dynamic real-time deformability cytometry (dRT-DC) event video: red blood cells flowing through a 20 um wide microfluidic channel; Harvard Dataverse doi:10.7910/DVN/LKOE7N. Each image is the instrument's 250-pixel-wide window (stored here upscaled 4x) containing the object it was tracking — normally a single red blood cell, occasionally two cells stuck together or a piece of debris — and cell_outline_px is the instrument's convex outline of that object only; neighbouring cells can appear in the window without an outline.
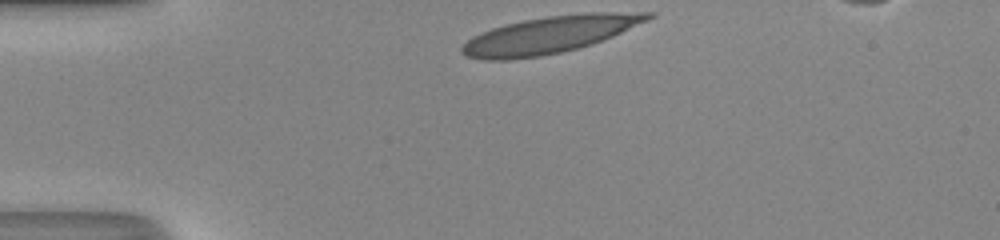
{"species": "human", "species_latin": "Homo sapiens", "temperature_condition": "room temperature", "stored_images_in_passage": 28, "camera_frame_rate_fps": 3000, "um_per_image_px": 0.085, "donor": {"sex": "male"}, "frame": {"image": 1, "passage_image": 1, "time_ms": 0.0, "image_size_px": [1000, 240], "cell_outline_px": [[656, 16], [648, 20], [612, 36], [592, 44], [560, 52], [540, 56], [508, 60], [484, 60], [464, 56], [460, 52], [460, 48], [472, 36], [492, 28], [524, 20], [548, 16], [588, 12], [656, 12]], "centroid_in_image_um": [46.72, 2.95], "position_along_channel_um": 38.3, "area_um2": 39.88}}
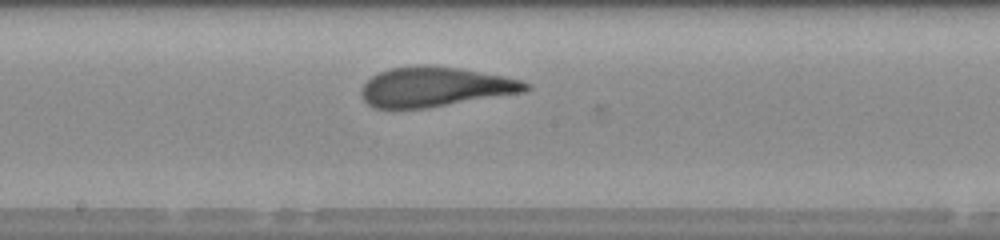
{"frame": {"image": 2, "passage_image": 16, "time_ms": 5.0, "image_size_px": [1000, 240], "cell_outline_px": [[532, 88], [528, 92], [428, 108], [372, 108], [364, 100], [360, 92], [364, 84], [372, 76], [388, 68], [416, 64], [420, 64], [460, 68], [520, 80], [532, 84]], "centroid_in_image_um": [37.01, 7.39], "position_along_channel_um": 211.2, "area_um2": 38.38}}
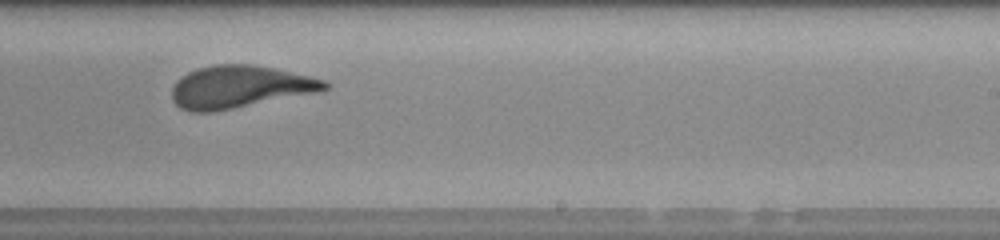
{"frame": {"image": 3, "passage_image": 20, "time_ms": 6.333, "image_size_px": [1000, 240], "cell_outline_px": [[328, 88], [316, 92], [212, 112], [192, 112], [180, 108], [172, 100], [172, 88], [176, 80], [188, 72], [196, 68], [216, 64], [252, 64], [272, 68], [308, 76], [324, 80], [328, 84]], "centroid_in_image_um": [20.3, 7.38], "position_along_channel_um": 268.7, "area_um2": 37.28}, "authors_computed_cell_mechanics": {"area_um2": 38.2636, "velocity_mm_per_s": 4.3211, "shape_relaxation_time_tau1_ms": 3.8209, "shape_relaxation_time_tau2_ms": 0.8171, "deformation_change_tau1": 0.2096, "deformation_change_tau2": 0.0924}}